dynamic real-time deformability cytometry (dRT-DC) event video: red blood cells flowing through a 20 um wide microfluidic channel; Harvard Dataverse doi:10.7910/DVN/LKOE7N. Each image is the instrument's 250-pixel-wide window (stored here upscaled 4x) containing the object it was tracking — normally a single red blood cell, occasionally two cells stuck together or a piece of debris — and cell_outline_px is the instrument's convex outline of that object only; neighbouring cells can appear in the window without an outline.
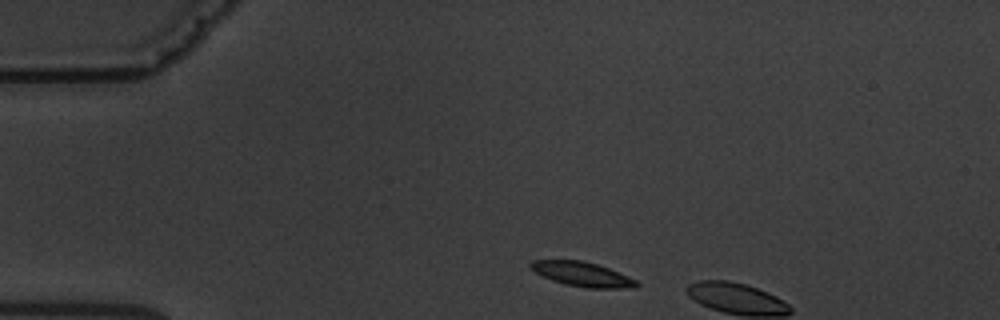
{"species": "common noctule bat (a hibernating species)", "species_latin": "Nyctalus noctula", "temperature_condition": "warm", "stored_images_in_passage": 2, "camera_frame_rate_fps": 3000, "um_per_image_px": 0.085, "animal": {"sex": "male", "body_mass_g": 19.5, "forearm_length_mm": 54.6}, "frame": {"image": 1, "passage_image": 1, "time_ms": 0.0, "image_size_px": [1000, 320], "cell_outline_px": [[640, 284], [636, 288], [588, 288], [564, 284], [552, 280], [536, 272], [528, 264], [532, 260], [580, 260], [596, 264], [608, 268], [628, 276], [636, 280]], "centroid_in_image_um": [49.52, 23.31], "position_along_channel_um": 35.5, "area_um2": 14.97}}